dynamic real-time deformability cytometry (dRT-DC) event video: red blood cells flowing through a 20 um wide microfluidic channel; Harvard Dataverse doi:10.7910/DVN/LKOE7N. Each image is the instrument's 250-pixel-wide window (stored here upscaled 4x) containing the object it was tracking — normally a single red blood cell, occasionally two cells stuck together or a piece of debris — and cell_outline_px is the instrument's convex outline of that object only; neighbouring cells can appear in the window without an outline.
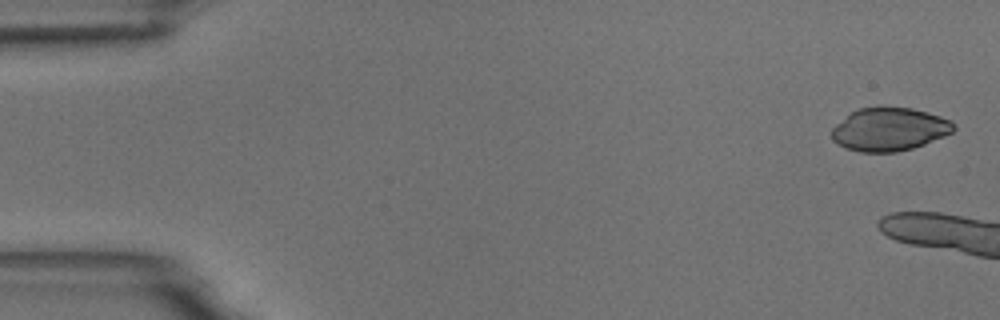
{"species": "common noctule bat (a hibernating species)", "species_latin": "Nyctalus noctula", "temperature_condition": "room temperature", "stored_images_in_passage": 3, "camera_frame_rate_fps": 3000, "um_per_image_px": 0.085, "animal": {"sex": "male", "body_mass_g": 18.8}, "frame": {"image": 1, "passage_image": 1, "time_ms": 0.0, "image_size_px": [1000, 320], "cell_outline_px": [[956, 128], [952, 132], [944, 136], [924, 144], [912, 148], [896, 152], [860, 152], [848, 148], [832, 140], [832, 128], [836, 124], [852, 112], [860, 108], [880, 104], [912, 108], [928, 112], [952, 120]], "centroid_in_image_um": [75.62, 10.95], "position_along_channel_um": 9.4, "area_um2": 31.04}}